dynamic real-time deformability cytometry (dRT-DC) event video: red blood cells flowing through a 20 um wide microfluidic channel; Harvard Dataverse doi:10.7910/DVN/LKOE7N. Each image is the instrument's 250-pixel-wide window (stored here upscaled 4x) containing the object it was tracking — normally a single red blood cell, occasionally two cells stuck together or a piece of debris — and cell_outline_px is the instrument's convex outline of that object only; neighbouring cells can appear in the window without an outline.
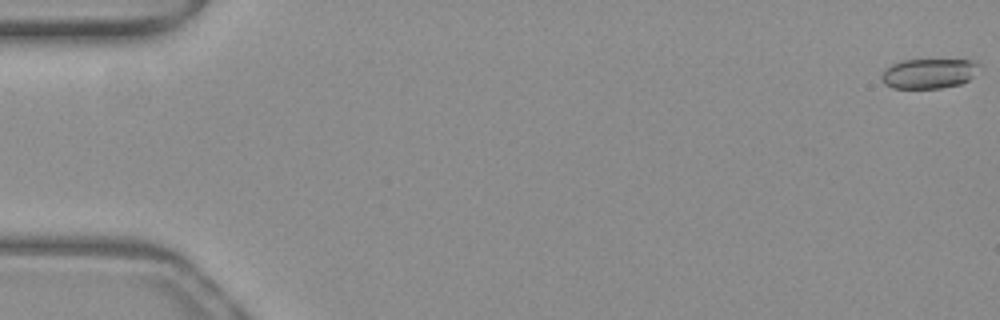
{"species": "common noctule bat (a hibernating species)", "species_latin": "Nyctalus noctula", "temperature_condition": "warm", "stored_images_in_passage": 16, "camera_frame_rate_fps": 3000, "um_per_image_px": 0.085, "animal": {"sex": "female", "body_mass_g": 19.3, "forearm_length_mm": 54.1}, "frame": {"image": 1, "passage_image": 1, "time_ms": 0.0, "image_size_px": [1000, 320], "cell_outline_px": [[980, 64], [972, 76], [968, 80], [960, 84], [940, 88], [892, 88], [884, 84], [880, 76], [884, 68], [900, 60], [972, 60]], "centroid_in_image_um": [78.89, 6.24], "position_along_channel_um": 6.1, "area_um2": 16.99}}
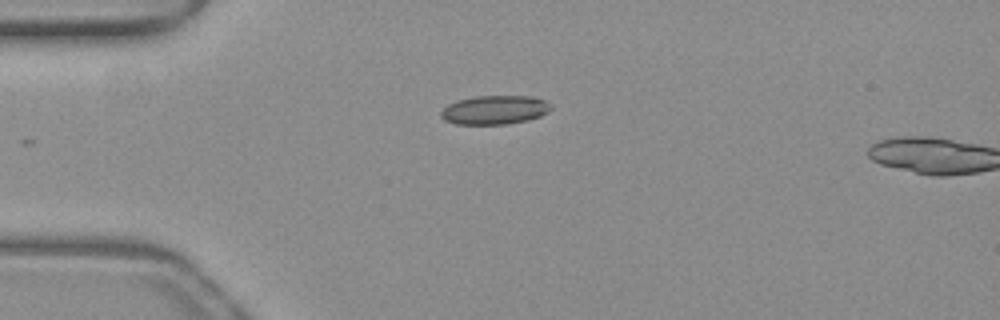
{"frame": {"image": 2, "passage_image": 14, "time_ms": 4.333, "image_size_px": [1000, 320], "cell_outline_px": [[552, 108], [548, 112], [540, 116], [528, 120], [508, 124], [456, 124], [444, 120], [440, 116], [440, 112], [448, 104], [456, 100], [472, 96], [532, 96], [544, 100], [552, 104]], "centroid_in_image_um": [42.04, 9.33], "position_along_channel_um": 43.0, "area_um2": 18.73}}